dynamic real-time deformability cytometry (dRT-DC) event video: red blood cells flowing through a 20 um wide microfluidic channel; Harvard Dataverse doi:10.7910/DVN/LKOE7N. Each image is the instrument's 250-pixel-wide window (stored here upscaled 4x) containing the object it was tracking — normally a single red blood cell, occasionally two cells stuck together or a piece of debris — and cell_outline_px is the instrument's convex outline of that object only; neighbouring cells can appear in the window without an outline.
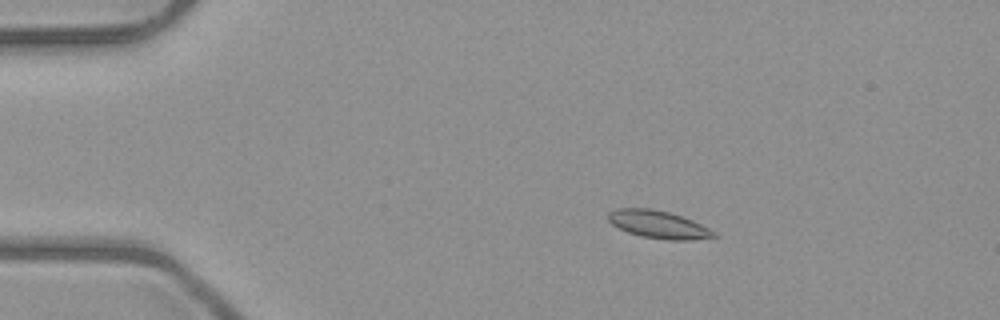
{"species": "common noctule bat (a hibernating species)", "species_latin": "Nyctalus noctula", "temperature_condition": "room temperature", "stored_images_in_passage": 5, "camera_frame_rate_fps": 3000, "um_per_image_px": 0.085, "animal": {"sex": "male", "body_mass_g": 23.1, "forearm_length_mm": 52.7}, "frame": {"image": 1, "passage_image": 2, "time_ms": 1.333, "image_size_px": [1000, 320], "cell_outline_px": [[720, 236], [692, 240], [668, 240], [640, 236], [628, 232], [612, 224], [608, 220], [608, 212], [616, 208], [652, 208], [668, 212], [692, 220], [716, 232]], "centroid_in_image_um": [55.97, 19.08], "position_along_channel_um": 29.0, "area_um2": 17.05}}
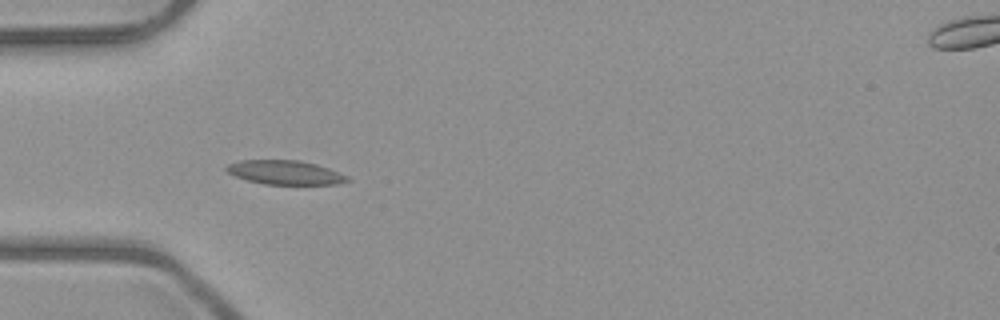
{"frame": {"image": 2, "passage_image": 4, "time_ms": 3.667, "image_size_px": [1000, 320], "cell_outline_px": [[352, 180], [336, 184], [264, 184], [248, 180], [236, 176], [228, 172], [224, 168], [228, 164], [240, 160], [300, 160], [316, 164], [328, 168], [348, 176]], "centroid_in_image_um": [24.24, 14.65], "position_along_channel_um": 60.8, "area_um2": 16.88}}
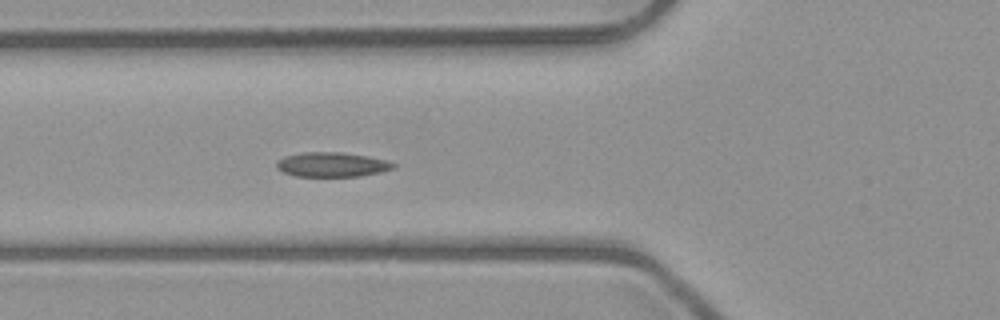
{"frame": {"image": 3, "passage_image": 5, "time_ms": 4.667, "image_size_px": [1000, 320], "cell_outline_px": [[396, 168], [380, 172], [360, 176], [296, 176], [284, 172], [276, 168], [276, 160], [284, 156], [304, 152], [340, 152], [368, 156], [388, 160], [396, 164]], "centroid_in_image_um": [28.23, 13.98], "position_along_channel_um": 97.6, "area_um2": 16.82}}